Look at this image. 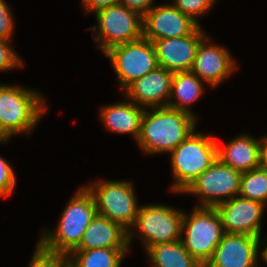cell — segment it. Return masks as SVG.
Returning a JSON list of instances; mask_svg holds the SVG:
<instances>
[{
    "label": "cell",
    "instance_id": "cell-1",
    "mask_svg": "<svg viewBox=\"0 0 267 267\" xmlns=\"http://www.w3.org/2000/svg\"><path fill=\"white\" fill-rule=\"evenodd\" d=\"M150 109L143 112L137 140L146 154L170 153L196 130L197 116L168 106Z\"/></svg>",
    "mask_w": 267,
    "mask_h": 267
},
{
    "label": "cell",
    "instance_id": "cell-29",
    "mask_svg": "<svg viewBox=\"0 0 267 267\" xmlns=\"http://www.w3.org/2000/svg\"><path fill=\"white\" fill-rule=\"evenodd\" d=\"M155 0H120L119 4L139 12L142 16L154 5Z\"/></svg>",
    "mask_w": 267,
    "mask_h": 267
},
{
    "label": "cell",
    "instance_id": "cell-12",
    "mask_svg": "<svg viewBox=\"0 0 267 267\" xmlns=\"http://www.w3.org/2000/svg\"><path fill=\"white\" fill-rule=\"evenodd\" d=\"M266 205L241 196L222 202L217 209L225 233L247 234L261 238V223Z\"/></svg>",
    "mask_w": 267,
    "mask_h": 267
},
{
    "label": "cell",
    "instance_id": "cell-14",
    "mask_svg": "<svg viewBox=\"0 0 267 267\" xmlns=\"http://www.w3.org/2000/svg\"><path fill=\"white\" fill-rule=\"evenodd\" d=\"M206 36L200 26L188 36L154 41L158 67L165 68L172 73L191 71L197 48Z\"/></svg>",
    "mask_w": 267,
    "mask_h": 267
},
{
    "label": "cell",
    "instance_id": "cell-18",
    "mask_svg": "<svg viewBox=\"0 0 267 267\" xmlns=\"http://www.w3.org/2000/svg\"><path fill=\"white\" fill-rule=\"evenodd\" d=\"M217 144V158L223 164L241 173L259 167L260 140L242 134L222 147Z\"/></svg>",
    "mask_w": 267,
    "mask_h": 267
},
{
    "label": "cell",
    "instance_id": "cell-23",
    "mask_svg": "<svg viewBox=\"0 0 267 267\" xmlns=\"http://www.w3.org/2000/svg\"><path fill=\"white\" fill-rule=\"evenodd\" d=\"M239 196L263 203H267V170L255 168L243 172L240 179Z\"/></svg>",
    "mask_w": 267,
    "mask_h": 267
},
{
    "label": "cell",
    "instance_id": "cell-9",
    "mask_svg": "<svg viewBox=\"0 0 267 267\" xmlns=\"http://www.w3.org/2000/svg\"><path fill=\"white\" fill-rule=\"evenodd\" d=\"M183 214L181 210L164 204L141 205L132 228L137 229L145 250L159 242L179 241Z\"/></svg>",
    "mask_w": 267,
    "mask_h": 267
},
{
    "label": "cell",
    "instance_id": "cell-17",
    "mask_svg": "<svg viewBox=\"0 0 267 267\" xmlns=\"http://www.w3.org/2000/svg\"><path fill=\"white\" fill-rule=\"evenodd\" d=\"M97 248H129L128 232L118 223L96 214L86 228L82 240L75 250Z\"/></svg>",
    "mask_w": 267,
    "mask_h": 267
},
{
    "label": "cell",
    "instance_id": "cell-32",
    "mask_svg": "<svg viewBox=\"0 0 267 267\" xmlns=\"http://www.w3.org/2000/svg\"><path fill=\"white\" fill-rule=\"evenodd\" d=\"M266 241H267V236H266ZM265 247L263 248V250L261 251V259L263 260V261H265V263L267 264V243H266V245H264Z\"/></svg>",
    "mask_w": 267,
    "mask_h": 267
},
{
    "label": "cell",
    "instance_id": "cell-15",
    "mask_svg": "<svg viewBox=\"0 0 267 267\" xmlns=\"http://www.w3.org/2000/svg\"><path fill=\"white\" fill-rule=\"evenodd\" d=\"M209 38L200 42L191 71L208 85L217 86L237 70V64L224 46L210 43Z\"/></svg>",
    "mask_w": 267,
    "mask_h": 267
},
{
    "label": "cell",
    "instance_id": "cell-2",
    "mask_svg": "<svg viewBox=\"0 0 267 267\" xmlns=\"http://www.w3.org/2000/svg\"><path fill=\"white\" fill-rule=\"evenodd\" d=\"M64 208L57 229H46L38 241L47 250L70 255L80 244L86 228L97 214L92 194L80 187Z\"/></svg>",
    "mask_w": 267,
    "mask_h": 267
},
{
    "label": "cell",
    "instance_id": "cell-10",
    "mask_svg": "<svg viewBox=\"0 0 267 267\" xmlns=\"http://www.w3.org/2000/svg\"><path fill=\"white\" fill-rule=\"evenodd\" d=\"M242 173L223 164L218 158L196 178L183 194L200 197L197 207H216L239 195Z\"/></svg>",
    "mask_w": 267,
    "mask_h": 267
},
{
    "label": "cell",
    "instance_id": "cell-30",
    "mask_svg": "<svg viewBox=\"0 0 267 267\" xmlns=\"http://www.w3.org/2000/svg\"><path fill=\"white\" fill-rule=\"evenodd\" d=\"M120 0H82V6L86 12H94L119 4Z\"/></svg>",
    "mask_w": 267,
    "mask_h": 267
},
{
    "label": "cell",
    "instance_id": "cell-19",
    "mask_svg": "<svg viewBox=\"0 0 267 267\" xmlns=\"http://www.w3.org/2000/svg\"><path fill=\"white\" fill-rule=\"evenodd\" d=\"M144 110L133 101L109 104L101 108L100 119L109 131L131 134L137 141Z\"/></svg>",
    "mask_w": 267,
    "mask_h": 267
},
{
    "label": "cell",
    "instance_id": "cell-5",
    "mask_svg": "<svg viewBox=\"0 0 267 267\" xmlns=\"http://www.w3.org/2000/svg\"><path fill=\"white\" fill-rule=\"evenodd\" d=\"M85 187L94 198L97 214L118 223L128 232V246H130L135 232L132 227L139 210L132 183L127 180H97Z\"/></svg>",
    "mask_w": 267,
    "mask_h": 267
},
{
    "label": "cell",
    "instance_id": "cell-24",
    "mask_svg": "<svg viewBox=\"0 0 267 267\" xmlns=\"http://www.w3.org/2000/svg\"><path fill=\"white\" fill-rule=\"evenodd\" d=\"M68 259L69 255L47 250L38 242L28 267H61Z\"/></svg>",
    "mask_w": 267,
    "mask_h": 267
},
{
    "label": "cell",
    "instance_id": "cell-22",
    "mask_svg": "<svg viewBox=\"0 0 267 267\" xmlns=\"http://www.w3.org/2000/svg\"><path fill=\"white\" fill-rule=\"evenodd\" d=\"M129 248L74 250L69 258L77 267H120Z\"/></svg>",
    "mask_w": 267,
    "mask_h": 267
},
{
    "label": "cell",
    "instance_id": "cell-7",
    "mask_svg": "<svg viewBox=\"0 0 267 267\" xmlns=\"http://www.w3.org/2000/svg\"><path fill=\"white\" fill-rule=\"evenodd\" d=\"M95 16L97 24L92 29L96 31V37L93 34L92 37L104 53L114 46L143 37V16L135 10L117 4L97 11Z\"/></svg>",
    "mask_w": 267,
    "mask_h": 267
},
{
    "label": "cell",
    "instance_id": "cell-11",
    "mask_svg": "<svg viewBox=\"0 0 267 267\" xmlns=\"http://www.w3.org/2000/svg\"><path fill=\"white\" fill-rule=\"evenodd\" d=\"M143 38L156 40L193 34L200 24L182 13L172 3L153 6L143 15Z\"/></svg>",
    "mask_w": 267,
    "mask_h": 267
},
{
    "label": "cell",
    "instance_id": "cell-33",
    "mask_svg": "<svg viewBox=\"0 0 267 267\" xmlns=\"http://www.w3.org/2000/svg\"><path fill=\"white\" fill-rule=\"evenodd\" d=\"M61 267H77L69 258Z\"/></svg>",
    "mask_w": 267,
    "mask_h": 267
},
{
    "label": "cell",
    "instance_id": "cell-27",
    "mask_svg": "<svg viewBox=\"0 0 267 267\" xmlns=\"http://www.w3.org/2000/svg\"><path fill=\"white\" fill-rule=\"evenodd\" d=\"M11 40L0 39V72L10 71L12 68L23 67V61L18 54L11 49Z\"/></svg>",
    "mask_w": 267,
    "mask_h": 267
},
{
    "label": "cell",
    "instance_id": "cell-21",
    "mask_svg": "<svg viewBox=\"0 0 267 267\" xmlns=\"http://www.w3.org/2000/svg\"><path fill=\"white\" fill-rule=\"evenodd\" d=\"M153 267H204L184 248L181 240L159 242L146 249Z\"/></svg>",
    "mask_w": 267,
    "mask_h": 267
},
{
    "label": "cell",
    "instance_id": "cell-25",
    "mask_svg": "<svg viewBox=\"0 0 267 267\" xmlns=\"http://www.w3.org/2000/svg\"><path fill=\"white\" fill-rule=\"evenodd\" d=\"M217 0H174L173 5L198 23V16L204 15Z\"/></svg>",
    "mask_w": 267,
    "mask_h": 267
},
{
    "label": "cell",
    "instance_id": "cell-6",
    "mask_svg": "<svg viewBox=\"0 0 267 267\" xmlns=\"http://www.w3.org/2000/svg\"><path fill=\"white\" fill-rule=\"evenodd\" d=\"M221 217L215 207H197L183 214L181 242L203 266L213 256L224 235Z\"/></svg>",
    "mask_w": 267,
    "mask_h": 267
},
{
    "label": "cell",
    "instance_id": "cell-26",
    "mask_svg": "<svg viewBox=\"0 0 267 267\" xmlns=\"http://www.w3.org/2000/svg\"><path fill=\"white\" fill-rule=\"evenodd\" d=\"M13 167L0 156V197H8L16 185V175Z\"/></svg>",
    "mask_w": 267,
    "mask_h": 267
},
{
    "label": "cell",
    "instance_id": "cell-4",
    "mask_svg": "<svg viewBox=\"0 0 267 267\" xmlns=\"http://www.w3.org/2000/svg\"><path fill=\"white\" fill-rule=\"evenodd\" d=\"M218 141L212 135L192 132L171 154L174 182L171 191L183 193L217 159Z\"/></svg>",
    "mask_w": 267,
    "mask_h": 267
},
{
    "label": "cell",
    "instance_id": "cell-13",
    "mask_svg": "<svg viewBox=\"0 0 267 267\" xmlns=\"http://www.w3.org/2000/svg\"><path fill=\"white\" fill-rule=\"evenodd\" d=\"M261 238L247 234L224 233L213 256L204 267H258ZM260 254V255H259Z\"/></svg>",
    "mask_w": 267,
    "mask_h": 267
},
{
    "label": "cell",
    "instance_id": "cell-31",
    "mask_svg": "<svg viewBox=\"0 0 267 267\" xmlns=\"http://www.w3.org/2000/svg\"><path fill=\"white\" fill-rule=\"evenodd\" d=\"M259 167L267 170V135L260 138Z\"/></svg>",
    "mask_w": 267,
    "mask_h": 267
},
{
    "label": "cell",
    "instance_id": "cell-8",
    "mask_svg": "<svg viewBox=\"0 0 267 267\" xmlns=\"http://www.w3.org/2000/svg\"><path fill=\"white\" fill-rule=\"evenodd\" d=\"M123 91L134 81L158 67L153 43L145 38L127 42L105 52Z\"/></svg>",
    "mask_w": 267,
    "mask_h": 267
},
{
    "label": "cell",
    "instance_id": "cell-3",
    "mask_svg": "<svg viewBox=\"0 0 267 267\" xmlns=\"http://www.w3.org/2000/svg\"><path fill=\"white\" fill-rule=\"evenodd\" d=\"M48 105L39 92L20 86L0 84V125L2 142L18 133H30Z\"/></svg>",
    "mask_w": 267,
    "mask_h": 267
},
{
    "label": "cell",
    "instance_id": "cell-16",
    "mask_svg": "<svg viewBox=\"0 0 267 267\" xmlns=\"http://www.w3.org/2000/svg\"><path fill=\"white\" fill-rule=\"evenodd\" d=\"M173 74L165 68L157 67L130 84L124 90L126 98L145 109L167 107Z\"/></svg>",
    "mask_w": 267,
    "mask_h": 267
},
{
    "label": "cell",
    "instance_id": "cell-34",
    "mask_svg": "<svg viewBox=\"0 0 267 267\" xmlns=\"http://www.w3.org/2000/svg\"><path fill=\"white\" fill-rule=\"evenodd\" d=\"M0 140L2 141V128H1V125H0Z\"/></svg>",
    "mask_w": 267,
    "mask_h": 267
},
{
    "label": "cell",
    "instance_id": "cell-20",
    "mask_svg": "<svg viewBox=\"0 0 267 267\" xmlns=\"http://www.w3.org/2000/svg\"><path fill=\"white\" fill-rule=\"evenodd\" d=\"M203 81L192 71L175 72L172 78L168 107L187 112H194L188 107L203 94ZM175 98V99H174ZM173 99V100H172Z\"/></svg>",
    "mask_w": 267,
    "mask_h": 267
},
{
    "label": "cell",
    "instance_id": "cell-28",
    "mask_svg": "<svg viewBox=\"0 0 267 267\" xmlns=\"http://www.w3.org/2000/svg\"><path fill=\"white\" fill-rule=\"evenodd\" d=\"M14 24L10 7L4 0H0V39H12Z\"/></svg>",
    "mask_w": 267,
    "mask_h": 267
}]
</instances>
